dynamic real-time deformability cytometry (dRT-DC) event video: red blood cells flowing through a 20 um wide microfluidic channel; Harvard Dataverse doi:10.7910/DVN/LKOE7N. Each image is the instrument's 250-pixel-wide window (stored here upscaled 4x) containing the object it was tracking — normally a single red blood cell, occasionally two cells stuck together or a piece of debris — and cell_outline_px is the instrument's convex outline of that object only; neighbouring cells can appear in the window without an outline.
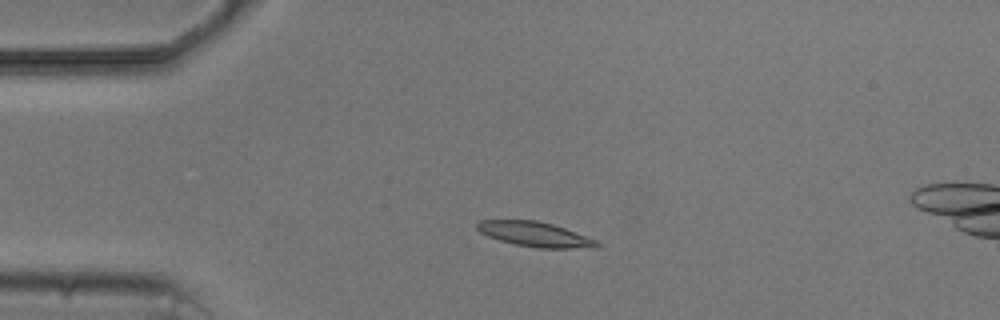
{"species": "common noctule bat (a hibernating species)", "species_latin": "Nyctalus noctula", "temperature_condition": "cold", "stored_images_in_passage": 2, "camera_frame_rate_fps": 3000, "um_per_image_px": 0.085, "animal": {"sex": "male", "body_mass_g": 20.5, "forearm_length_mm": 52.5}, "frame": {"image": 1, "passage_image": 1, "time_ms": 0.0, "image_size_px": [1000, 320], "cell_outline_px": [[600, 244], [596, 248], [536, 248], [516, 244], [500, 240], [488, 236], [480, 232], [476, 228], [476, 224], [480, 220], [536, 220], [552, 224], [564, 228], [596, 240]], "centroid_in_image_um": [45.46, 19.91], "position_along_channel_um": 39.5, "area_um2": 17.17}}